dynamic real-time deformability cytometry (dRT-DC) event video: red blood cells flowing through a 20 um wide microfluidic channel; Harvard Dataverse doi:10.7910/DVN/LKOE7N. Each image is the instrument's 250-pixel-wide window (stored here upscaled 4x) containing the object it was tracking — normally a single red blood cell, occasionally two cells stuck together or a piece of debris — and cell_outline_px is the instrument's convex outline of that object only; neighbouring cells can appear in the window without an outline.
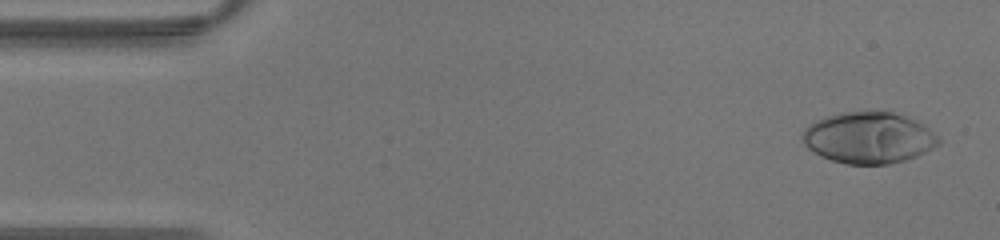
{"species": "human", "species_latin": "Homo sapiens", "temperature_condition": "warm", "stored_images_in_passage": 11, "camera_frame_rate_fps": 3000, "um_per_image_px": 0.085, "donor": {"sex": "male"}, "frame": {"image": 1, "passage_image": 2, "time_ms": 0.333, "image_size_px": [1000, 240], "cell_outline_px": [[940, 144], [916, 156], [904, 160], [888, 164], [844, 164], [820, 156], [808, 148], [804, 144], [804, 128], [816, 120], [824, 116], [840, 112], [868, 108], [892, 112], [916, 120], [928, 128], [940, 140]], "centroid_in_image_um": [73.81, 11.67], "position_along_channel_um": 11.2, "area_um2": 41.15}}